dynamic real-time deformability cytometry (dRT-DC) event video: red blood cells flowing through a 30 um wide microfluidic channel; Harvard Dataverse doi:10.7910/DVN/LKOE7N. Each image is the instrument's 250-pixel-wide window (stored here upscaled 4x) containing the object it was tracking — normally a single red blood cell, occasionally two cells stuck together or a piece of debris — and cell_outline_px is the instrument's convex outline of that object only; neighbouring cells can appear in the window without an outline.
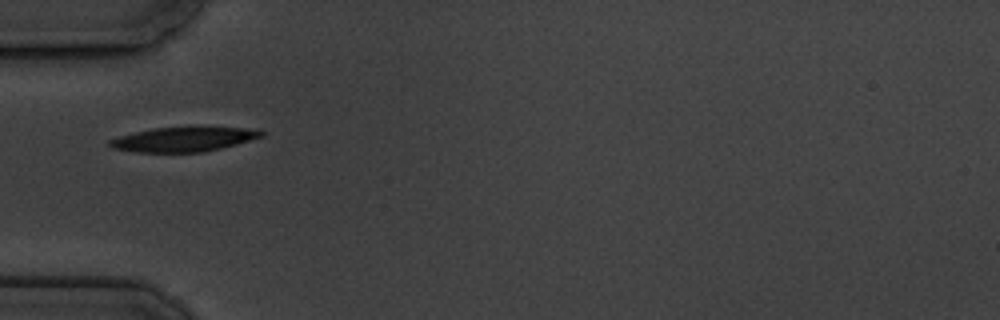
{"species": "common noctule bat (a hibernating species)", "species_latin": "Nyctalus noctula", "temperature_condition": "cold", "stored_images_in_passage": 4, "camera_frame_rate_fps": 3000, "um_per_image_px": 0.085, "animal": {"sex": "male", "body_mass_g": 19.5, "forearm_length_mm": 54.6}, "frame": {"image": 1, "passage_image": 2, "time_ms": 2.333, "image_size_px": [1000, 320], "cell_outline_px": [[264, 136], [236, 144], [204, 152], [136, 152], [112, 148], [108, 144], [108, 140], [120, 136], [152, 128], [192, 124], [256, 128], [264, 132]], "centroid_in_image_um": [15.69, 11.78], "position_along_channel_um": 69.3, "area_um2": 22.77}}
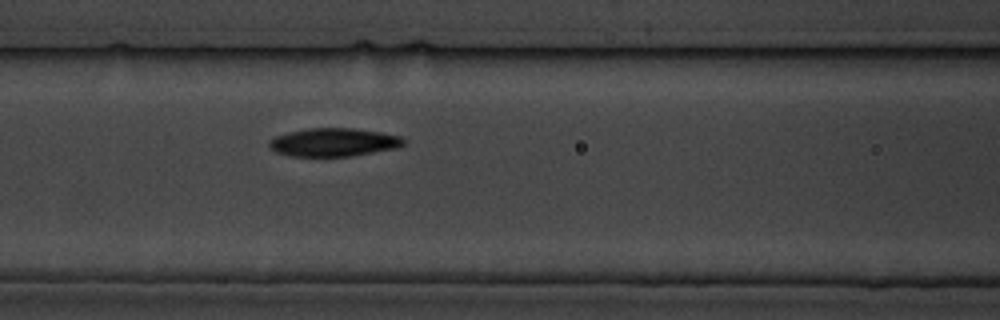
{"frame": {"image": 2, "passage_image": 4, "time_ms": 4.333, "image_size_px": [1000, 320], "cell_outline_px": [[404, 144], [396, 148], [352, 156], [288, 156], [276, 152], [268, 144], [268, 140], [276, 136], [288, 132], [308, 128], [352, 128], [380, 132], [404, 136]], "centroid_in_image_um": [28.36, 12.09], "position_along_channel_um": 138.2, "area_um2": 22.2}}